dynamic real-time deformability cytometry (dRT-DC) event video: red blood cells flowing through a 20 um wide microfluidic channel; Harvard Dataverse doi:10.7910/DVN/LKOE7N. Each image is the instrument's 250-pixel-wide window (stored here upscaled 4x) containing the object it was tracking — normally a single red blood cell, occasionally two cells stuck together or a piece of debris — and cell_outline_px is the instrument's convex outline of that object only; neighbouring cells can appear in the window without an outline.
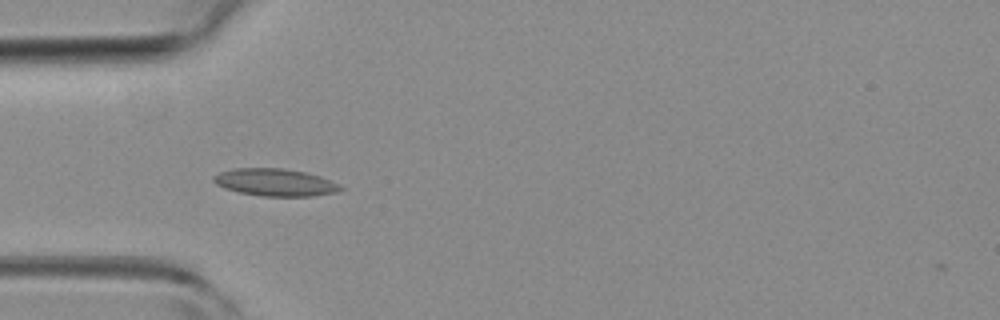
{"species": "common noctule bat (a hibernating species)", "species_latin": "Nyctalus noctula", "temperature_condition": "room temperature", "stored_images_in_passage": 35, "camera_frame_rate_fps": 3000, "um_per_image_px": 0.085, "animal": {"sex": "female", "body_mass_g": 19.3, "forearm_length_mm": 54.1}, "frame": {"image": 1, "passage_image": 1, "time_ms": 0.0, "image_size_px": [1000, 320], "cell_outline_px": [[344, 188], [336, 192], [312, 196], [260, 196], [240, 192], [224, 188], [216, 184], [212, 180], [212, 176], [220, 172], [232, 168], [284, 168], [304, 172], [320, 176]], "centroid_in_image_um": [23.33, 15.49], "position_along_channel_um": 61.7, "area_um2": 20.11}}
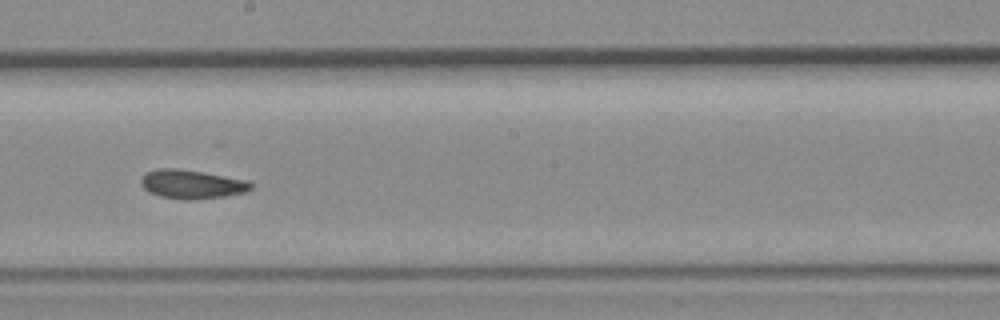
{"frame": {"image": 2, "passage_image": 13, "time_ms": 4.0, "image_size_px": [1000, 320], "cell_outline_px": [[252, 188], [244, 192], [224, 196], [192, 200], [184, 200], [160, 196], [144, 188], [140, 180], [148, 172], [156, 168], [176, 168], [248, 180], [252, 184]], "centroid_in_image_um": [16.31, 15.66], "position_along_channel_um": 231.9, "area_um2": 18.15}}
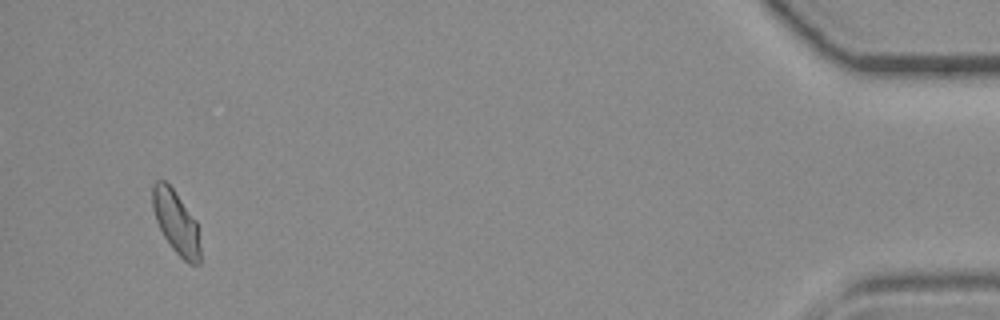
{"frame": {"image": 3, "passage_image": 32, "time_ms": 10.333, "image_size_px": [1000, 320], "cell_outline_px": [[200, 264], [188, 264], [172, 248], [164, 236], [156, 220], [152, 208], [152, 184], [156, 180], [164, 180], [172, 188], [196, 220], [200, 248]], "centroid_in_image_um": [14.96, 18.89], "position_along_channel_um": 420.2, "area_um2": 17.4}, "authors_computed_cell_mechanics": {"area_um2": 18.0336, "velocity_mm_per_s": 4.2965, "shape_relaxation_time_tau1_ms": 4.8383, "shape_relaxation_time_tau2_ms": 4.0022, "deformation_change_tau1": 0.1224, "deformation_change_tau2": 0.0849}}